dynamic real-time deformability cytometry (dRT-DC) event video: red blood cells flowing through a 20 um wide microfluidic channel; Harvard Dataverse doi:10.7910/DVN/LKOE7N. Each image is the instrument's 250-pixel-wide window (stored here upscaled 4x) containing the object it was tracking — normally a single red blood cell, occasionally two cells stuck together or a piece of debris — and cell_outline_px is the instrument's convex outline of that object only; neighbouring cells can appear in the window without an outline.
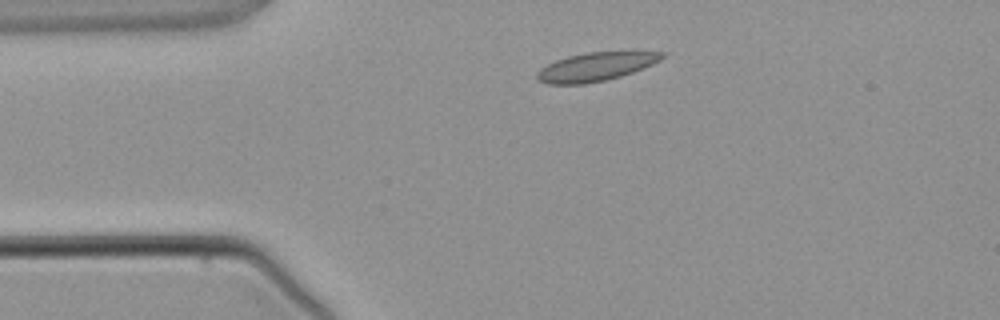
{"species": "common noctule bat (a hibernating species)", "species_latin": "Nyctalus noctula", "temperature_condition": "warm", "stored_images_in_passage": 2, "camera_frame_rate_fps": 3000, "um_per_image_px": 0.085, "animal": {"sex": "male", "body_mass_g": 21.5, "forearm_length_mm": 52.0}, "frame": {"image": 1, "passage_image": 1, "time_ms": 0.0, "image_size_px": [1000, 320], "cell_outline_px": [[668, 52], [660, 60], [652, 64], [632, 72], [620, 76], [604, 80], [584, 84], [548, 84], [540, 80], [536, 76], [536, 72], [540, 68], [556, 60], [568, 56], [588, 52]], "centroid_in_image_um": [50.61, 5.67], "position_along_channel_um": 34.4, "area_um2": 20.46}}
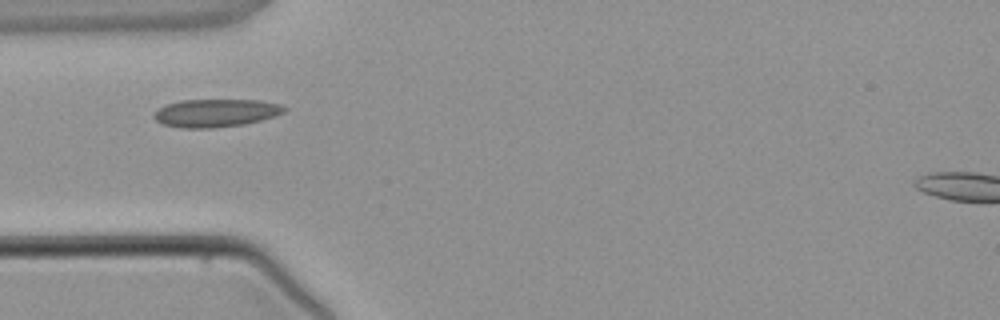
{"frame": {"image": 2, "passage_image": 2, "time_ms": 1.333, "image_size_px": [1000, 320], "cell_outline_px": [[288, 108], [284, 112], [276, 116], [244, 124], [212, 128], [180, 128], [164, 124], [156, 120], [152, 116], [160, 108], [168, 104], [180, 100], [260, 100], [280, 104]], "centroid_in_image_um": [18.37, 9.6], "position_along_channel_um": 66.6, "area_um2": 21.15}}